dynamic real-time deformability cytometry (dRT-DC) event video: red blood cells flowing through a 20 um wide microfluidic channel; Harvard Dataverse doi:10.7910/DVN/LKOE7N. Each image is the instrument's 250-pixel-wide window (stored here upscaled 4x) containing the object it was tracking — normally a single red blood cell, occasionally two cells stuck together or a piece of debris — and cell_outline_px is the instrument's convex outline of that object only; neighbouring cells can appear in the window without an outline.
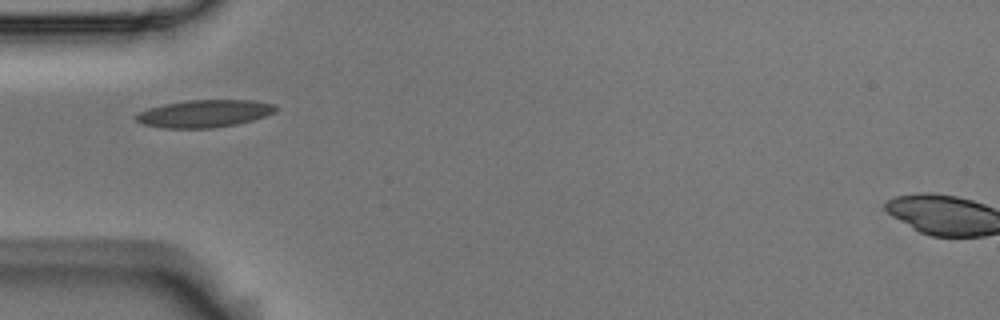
{"species": "Egyptian fruit bat (a non-hibernating species)", "species_latin": "Rousettus aegyptiacus", "temperature_condition": "room temperature", "stored_images_in_passage": 5, "camera_frame_rate_fps": 3000, "um_per_image_px": 0.085, "animal": {"sex": "male"}, "frame": {"image": 1, "passage_image": 1, "time_ms": 0.0, "image_size_px": [1000, 320], "cell_outline_px": [[280, 108], [276, 112], [252, 120], [236, 124], [212, 128], [164, 128], [144, 124], [136, 120], [136, 116], [140, 112], [148, 108], [164, 104], [188, 100], [252, 100], [272, 104]], "centroid_in_image_um": [17.4, 9.65], "position_along_channel_um": 67.6, "area_um2": 22.2}}
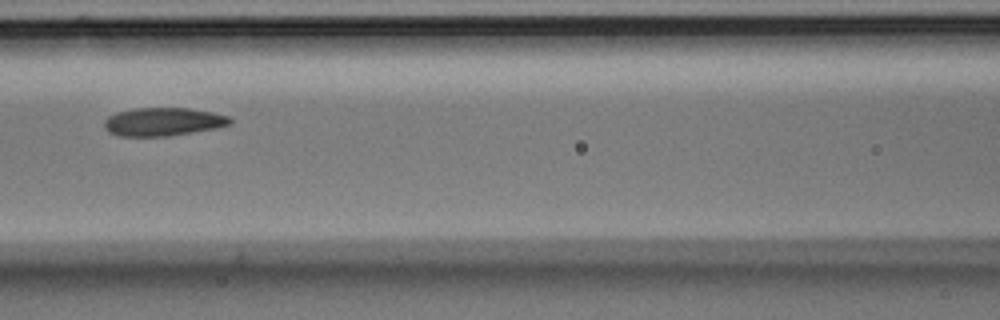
{"frame": {"image": 2, "passage_image": 3, "time_ms": 0.667, "image_size_px": [1000, 320], "cell_outline_px": [[232, 124], [216, 128], [168, 136], [120, 136], [108, 132], [104, 128], [104, 120], [108, 116], [116, 112], [136, 108], [188, 108], [212, 112], [228, 116], [232, 120]], "centroid_in_image_um": [13.85, 10.35], "position_along_channel_um": 152.8, "area_um2": 20.75}}
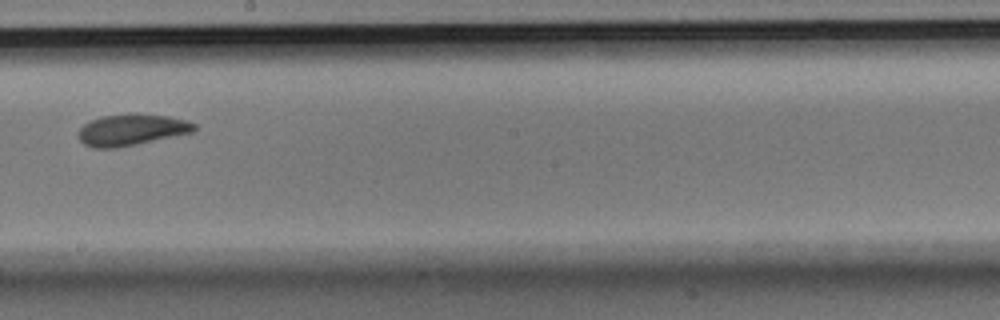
{"frame": {"image": 3, "passage_image": 5, "time_ms": 1.333, "image_size_px": [1000, 320], "cell_outline_px": [[196, 128], [192, 132], [136, 144], [116, 148], [92, 148], [84, 144], [80, 140], [76, 132], [84, 124], [100, 116], [132, 112], [136, 112], [168, 116], [188, 120], [196, 124]], "centroid_in_image_um": [11.15, 11.01], "position_along_channel_um": 237.0, "area_um2": 21.5}}